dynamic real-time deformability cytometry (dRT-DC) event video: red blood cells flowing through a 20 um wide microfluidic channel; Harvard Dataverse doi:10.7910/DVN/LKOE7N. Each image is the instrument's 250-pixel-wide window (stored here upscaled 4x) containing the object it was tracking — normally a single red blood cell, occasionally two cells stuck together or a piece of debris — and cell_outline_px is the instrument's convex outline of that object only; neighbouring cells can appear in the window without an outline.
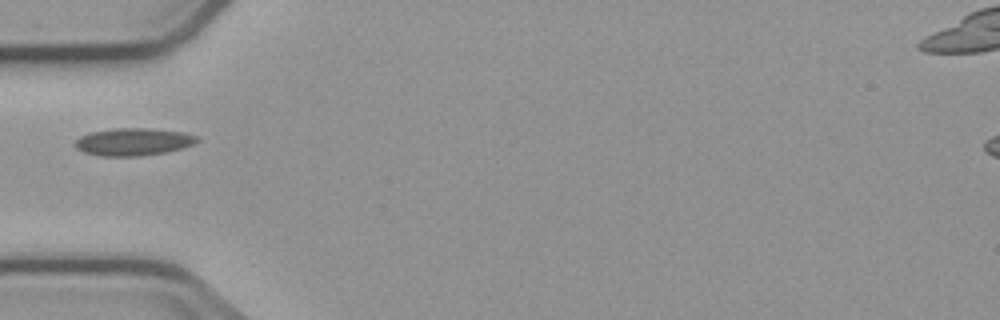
{"species": "common noctule bat (a hibernating species)", "species_latin": "Nyctalus noctula", "temperature_condition": "cold", "stored_images_in_passage": 2, "camera_frame_rate_fps": 3000, "um_per_image_px": 0.085, "animal": {"sex": "male", "body_mass_g": 23.1, "forearm_length_mm": 52.7}, "frame": {"image": 1, "passage_image": 1, "time_ms": 0.0, "image_size_px": [1000, 320], "cell_outline_px": [[200, 140], [192, 144], [168, 152], [140, 156], [100, 156], [84, 152], [76, 148], [72, 144], [80, 136], [88, 132], [112, 128], [152, 128], [184, 132], [200, 136]], "centroid_in_image_um": [11.32, 12.04], "position_along_channel_um": 73.7, "area_um2": 19.88}}
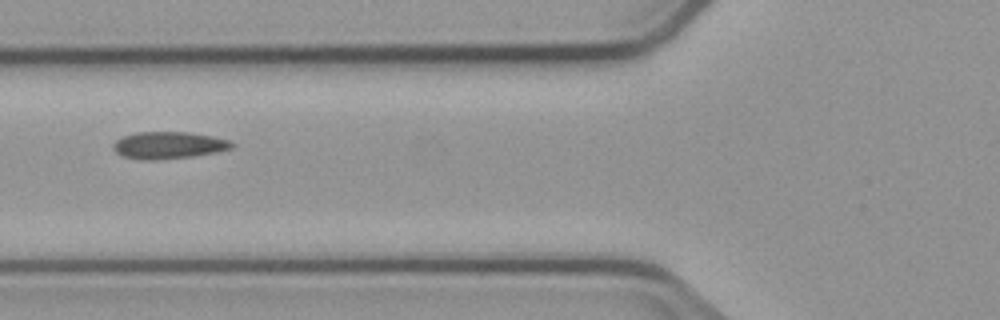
{"frame": {"image": 2, "passage_image": 2, "time_ms": 1.0, "image_size_px": [1000, 320], "cell_outline_px": [[236, 144], [232, 148], [216, 152], [192, 156], [156, 160], [140, 160], [124, 156], [116, 152], [112, 148], [112, 144], [116, 140], [124, 136], [136, 132], [188, 132], [212, 136], [228, 140]], "centroid_in_image_um": [14.32, 12.34], "position_along_channel_um": 111.5, "area_um2": 18.67}}